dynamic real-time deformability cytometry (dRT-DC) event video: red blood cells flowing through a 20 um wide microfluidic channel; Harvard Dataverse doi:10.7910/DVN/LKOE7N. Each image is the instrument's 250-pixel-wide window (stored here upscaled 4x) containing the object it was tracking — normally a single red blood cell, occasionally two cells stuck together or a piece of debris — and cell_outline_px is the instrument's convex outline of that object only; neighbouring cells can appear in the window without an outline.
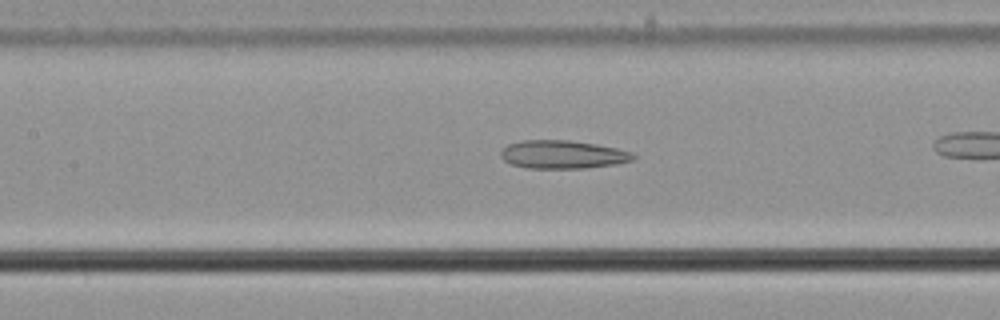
{"species": "common noctule bat (a hibernating species)", "species_latin": "Nyctalus noctula", "temperature_condition": "cold", "stored_images_in_passage": 32, "camera_frame_rate_fps": 3000, "um_per_image_px": 0.085, "animal": {"sex": "male", "body_mass_g": 21.5, "forearm_length_mm": 52.0}, "frame": {"image": 1, "passage_image": 14, "time_ms": 4.333, "image_size_px": [1000, 320], "cell_outline_px": [[636, 156], [632, 160], [616, 164], [588, 168], [528, 168], [512, 164], [504, 160], [500, 156], [500, 152], [508, 144], [520, 140], [568, 140], [596, 144], [616, 148], [632, 152]], "centroid_in_image_um": [47.83, 13.13], "position_along_channel_um": 159.6, "area_um2": 21.79}}